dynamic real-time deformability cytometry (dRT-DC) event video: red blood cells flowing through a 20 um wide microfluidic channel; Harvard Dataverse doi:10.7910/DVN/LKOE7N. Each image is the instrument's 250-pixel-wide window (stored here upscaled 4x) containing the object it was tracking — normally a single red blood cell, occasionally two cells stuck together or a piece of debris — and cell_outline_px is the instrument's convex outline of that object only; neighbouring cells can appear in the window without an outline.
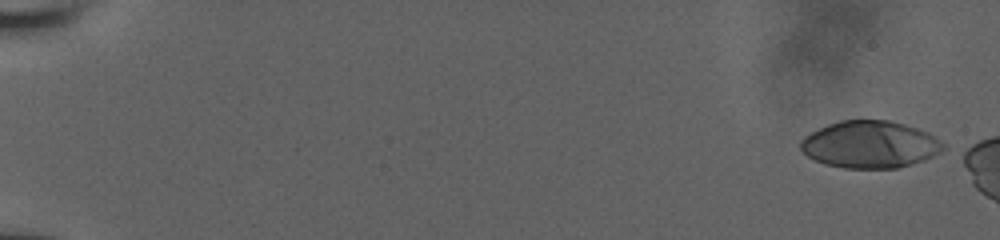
{"species": "human", "species_latin": "Homo sapiens", "temperature_condition": "room temperature", "stored_images_in_passage": 9, "camera_frame_rate_fps": 3000, "um_per_image_px": 0.085, "donor": {"sex": "male"}, "frame": {"image": 1, "passage_image": 1, "time_ms": 0.0, "image_size_px": [1000, 240], "cell_outline_px": [[944, 148], [940, 152], [924, 160], [912, 164], [896, 168], [844, 168], [824, 164], [808, 156], [800, 148], [800, 140], [804, 136], [828, 124], [840, 120], [888, 120], [904, 124], [928, 132], [936, 136], [944, 144]], "centroid_in_image_um": [73.95, 12.28], "position_along_channel_um": 11.0, "area_um2": 39.13}}